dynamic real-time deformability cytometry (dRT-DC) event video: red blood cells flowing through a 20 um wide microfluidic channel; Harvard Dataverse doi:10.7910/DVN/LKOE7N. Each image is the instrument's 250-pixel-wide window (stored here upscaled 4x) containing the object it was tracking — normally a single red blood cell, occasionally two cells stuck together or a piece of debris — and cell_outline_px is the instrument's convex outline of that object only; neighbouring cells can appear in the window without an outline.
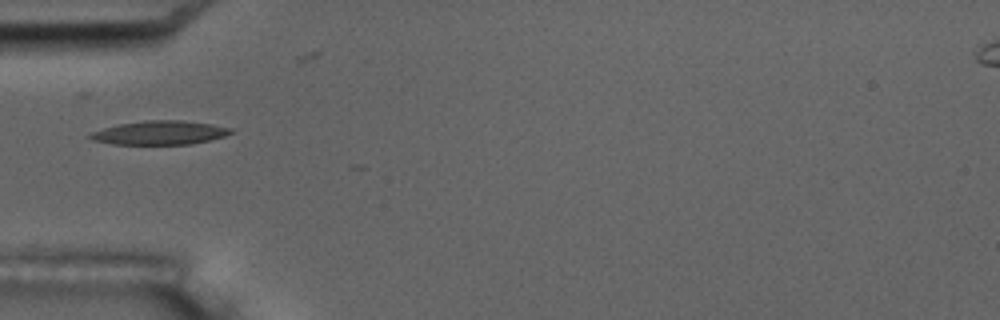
{"species": "common noctule bat (a hibernating species)", "species_latin": "Nyctalus noctula", "temperature_condition": "room temperature", "stored_images_in_passage": 12, "camera_frame_rate_fps": 3000, "um_per_image_px": 0.085, "animal": {"sex": "male", "body_mass_g": 17.5, "forearm_length_mm": 52.3}, "frame": {"image": 1, "passage_image": 1, "time_ms": 0.0, "image_size_px": [1000, 320], "cell_outline_px": [[232, 132], [224, 136], [192, 144], [112, 144], [92, 140], [88, 136], [92, 132], [104, 128], [120, 124], [144, 120], [180, 120], [212, 124], [232, 128]], "centroid_in_image_um": [13.58, 11.28], "position_along_channel_um": 71.4, "area_um2": 19.36}}
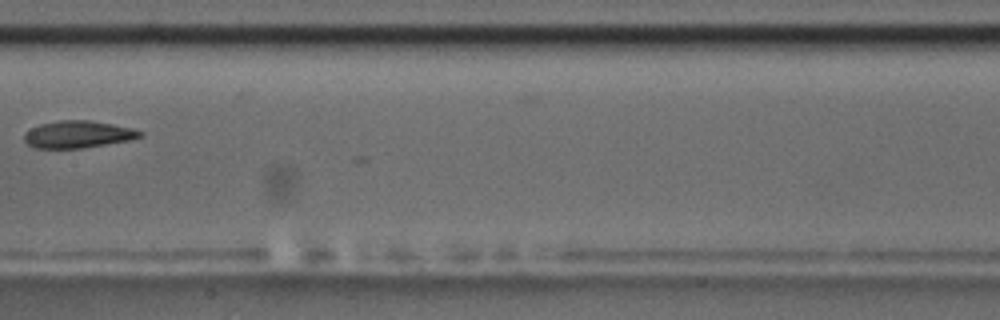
{"frame": {"image": 2, "passage_image": 4, "time_ms": 3.667, "image_size_px": [1000, 320], "cell_outline_px": [[144, 136], [128, 140], [80, 148], [32, 148], [24, 140], [24, 132], [40, 124], [56, 120], [88, 120], [112, 124], [132, 128], [144, 132]], "centroid_in_image_um": [6.6, 11.41], "position_along_channel_um": 200.8, "area_um2": 18.26}}